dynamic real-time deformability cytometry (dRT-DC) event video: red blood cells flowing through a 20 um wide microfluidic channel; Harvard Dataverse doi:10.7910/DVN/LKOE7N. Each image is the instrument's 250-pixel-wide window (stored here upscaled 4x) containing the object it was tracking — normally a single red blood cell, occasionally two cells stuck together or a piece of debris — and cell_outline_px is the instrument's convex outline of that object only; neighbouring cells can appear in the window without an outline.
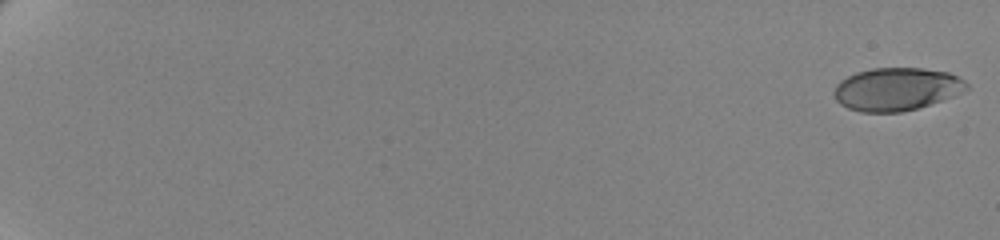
{"species": "human", "species_latin": "Homo sapiens", "temperature_condition": "cold", "stored_images_in_passage": 62, "camera_frame_rate_fps": 3000, "um_per_image_px": 0.085, "donor": {"sex": "female"}, "frame": {"image": 1, "passage_image": 1, "time_ms": 0.0, "image_size_px": [1000, 240], "cell_outline_px": [[968, 88], [952, 96], [916, 108], [900, 112], [860, 112], [848, 108], [840, 104], [836, 100], [832, 92], [836, 84], [840, 80], [856, 72], [872, 68], [924, 68], [948, 72], [964, 80], [968, 84]], "centroid_in_image_um": [76.15, 7.57], "position_along_channel_um": 8.8, "area_um2": 33.0}}
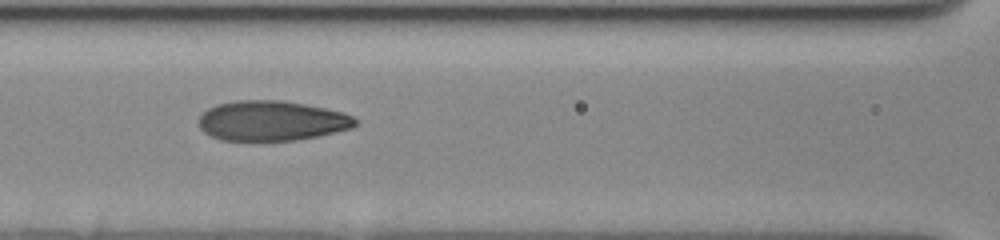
{"frame": {"image": 2, "passage_image": 32, "time_ms": 10.333, "image_size_px": [1000, 240], "cell_outline_px": [[356, 124], [352, 128], [336, 132], [296, 140], [220, 140], [204, 132], [200, 128], [196, 120], [208, 108], [216, 104], [236, 100], [280, 100], [304, 104], [344, 112], [352, 116], [356, 120]], "centroid_in_image_um": [23.06, 10.26], "position_along_channel_um": 143.5, "area_um2": 36.47}}
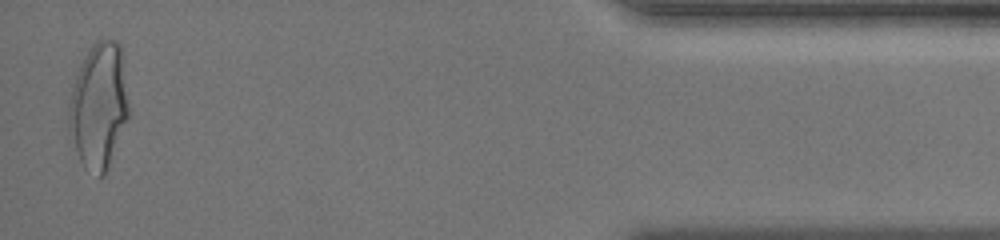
{"frame": {"image": 3, "passage_image": 61, "time_ms": 20.0, "image_size_px": [1000, 240], "cell_outline_px": [[128, 116], [104, 176], [100, 176], [84, 168], [80, 160], [68, 128], [68, 104], [72, 88], [80, 64], [92, 44], [96, 40], [116, 40], [120, 44], [128, 104]], "centroid_in_image_um": [8.37, 8.98], "position_along_channel_um": 426.8, "area_um2": 43.18}, "authors_computed_cell_mechanics": {"area_um2": 35.7493, "velocity_mm_per_s": 3.4879, "shape_relaxation_time_tau1_ms": 4.522, "shape_relaxation_time_tau2_ms": 0.925, "deformation_change_tau1": 0.1821, "deformation_change_tau2": 0.0627}}